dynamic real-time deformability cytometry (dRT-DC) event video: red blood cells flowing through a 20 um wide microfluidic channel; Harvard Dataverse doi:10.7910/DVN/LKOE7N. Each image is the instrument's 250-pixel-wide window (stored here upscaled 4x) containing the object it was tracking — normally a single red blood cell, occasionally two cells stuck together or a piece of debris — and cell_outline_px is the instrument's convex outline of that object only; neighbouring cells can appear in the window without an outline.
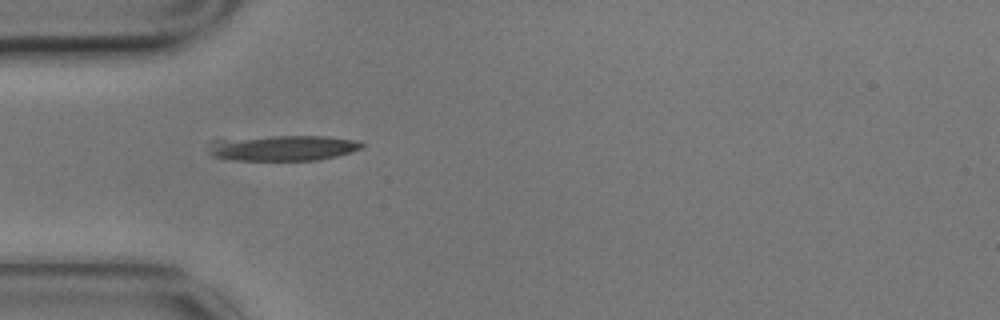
{"species": "common noctule bat (a hibernating species)", "species_latin": "Nyctalus noctula", "temperature_condition": "cold", "stored_images_in_passage": 4, "camera_frame_rate_fps": 3000, "um_per_image_px": 0.085, "animal": {"sex": "male", "body_mass_g": 17.9}, "frame": {"image": 1, "passage_image": 3, "time_ms": 0.667, "image_size_px": [1000, 320], "cell_outline_px": [[364, 148], [352, 152], [320, 160], [232, 160], [212, 156], [208, 144], [208, 140], [268, 136], [328, 136], [352, 140], [364, 144]], "centroid_in_image_um": [24.01, 12.57], "position_along_channel_um": 61.0, "area_um2": 22.95}}